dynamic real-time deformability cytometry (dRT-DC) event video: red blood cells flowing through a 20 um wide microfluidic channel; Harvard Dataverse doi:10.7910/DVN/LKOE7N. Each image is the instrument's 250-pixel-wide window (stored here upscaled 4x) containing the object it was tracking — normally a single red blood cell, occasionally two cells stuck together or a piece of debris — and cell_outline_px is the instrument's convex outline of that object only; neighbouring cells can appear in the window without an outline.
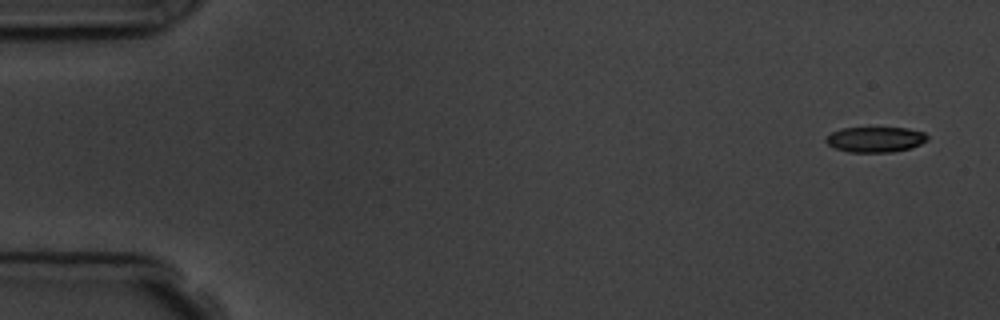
{"species": "common noctule bat (a hibernating species)", "species_latin": "Nyctalus noctula", "temperature_condition": "room temperature", "stored_images_in_passage": 4, "camera_frame_rate_fps": 3000, "um_per_image_px": 0.085, "animal": {"sex": "male", "body_mass_g": 19.5, "forearm_length_mm": 54.6}, "frame": {"image": 1, "passage_image": 1, "time_ms": 0.0, "image_size_px": [1000, 320], "cell_outline_px": [[928, 140], [912, 148], [892, 152], [848, 152], [836, 148], [828, 144], [824, 140], [832, 132], [844, 128], [908, 128], [924, 132], [928, 136]], "centroid_in_image_um": [74.44, 11.86], "position_along_channel_um": 10.6, "area_um2": 14.97}}
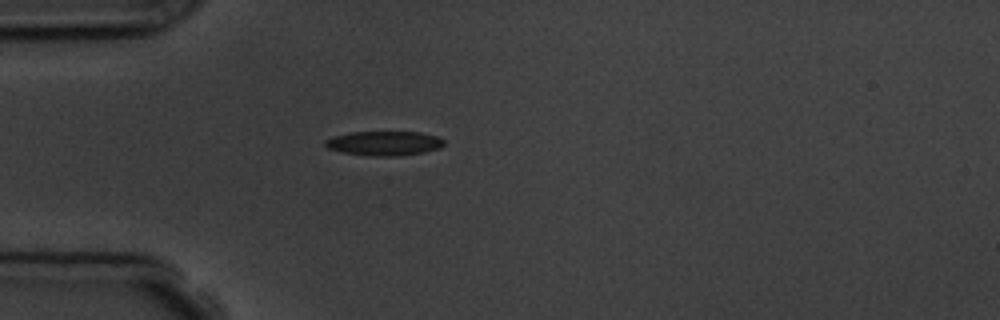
{"frame": {"image": 2, "passage_image": 4, "time_ms": 4.333, "image_size_px": [1000, 320], "cell_outline_px": [[444, 144], [440, 148], [424, 152], [400, 156], [372, 156], [344, 152], [328, 148], [324, 144], [324, 140], [332, 136], [352, 132], [420, 132], [436, 136], [444, 140]], "centroid_in_image_um": [32.66, 12.18], "position_along_channel_um": 52.3, "area_um2": 16.88}}